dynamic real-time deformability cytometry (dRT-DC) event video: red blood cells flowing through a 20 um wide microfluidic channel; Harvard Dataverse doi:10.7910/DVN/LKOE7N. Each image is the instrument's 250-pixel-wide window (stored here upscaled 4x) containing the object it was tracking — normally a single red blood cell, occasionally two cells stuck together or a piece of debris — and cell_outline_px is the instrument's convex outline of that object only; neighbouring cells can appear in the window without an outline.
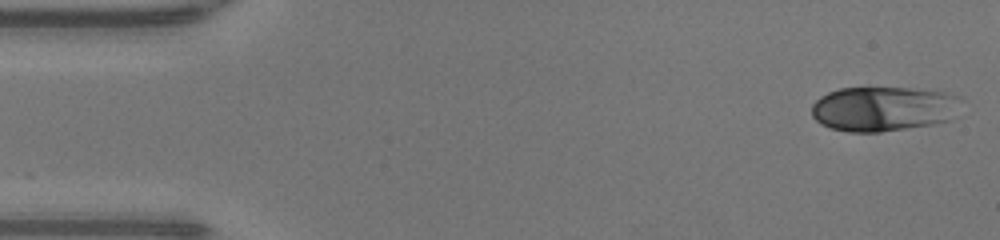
{"species": "human", "species_latin": "Homo sapiens", "temperature_condition": "warm", "stored_images_in_passage": 47, "camera_frame_rate_fps": 3000, "um_per_image_px": 0.085, "donor": {"sex": "male"}, "frame": {"image": 1, "passage_image": 1, "time_ms": 0.0, "image_size_px": [1000, 240], "cell_outline_px": [[960, 96], [948, 120], [932, 124], [880, 132], [848, 132], [832, 128], [820, 124], [812, 116], [812, 104], [820, 96], [828, 92], [840, 88], [912, 88], [944, 92]], "centroid_in_image_um": [74.99, 9.24], "position_along_channel_um": 10.0, "area_um2": 38.49}}
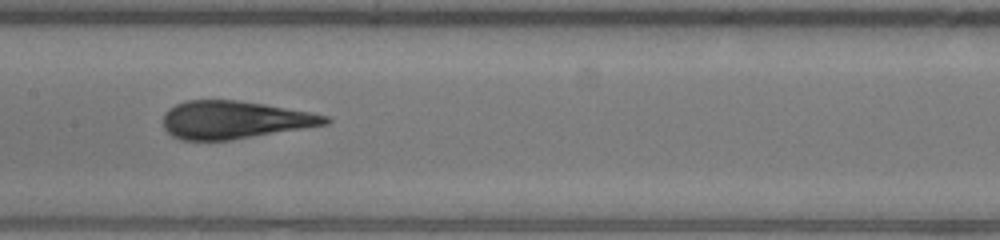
{"frame": {"image": 2, "passage_image": 22, "time_ms": 7.0, "image_size_px": [1000, 240], "cell_outline_px": [[332, 120], [328, 124], [232, 140], [180, 140], [172, 136], [164, 128], [164, 112], [168, 108], [184, 100], [240, 100], [312, 112], [328, 116]], "centroid_in_image_um": [19.92, 10.18], "position_along_channel_um": 187.5, "area_um2": 35.89}}
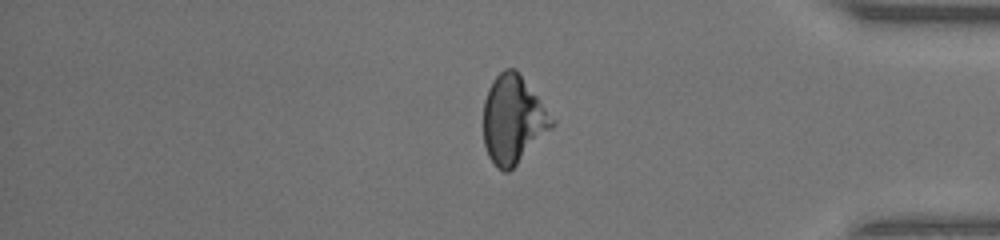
{"frame": {"image": 3, "passage_image": 38, "time_ms": 12.333, "image_size_px": [1000, 240], "cell_outline_px": [[556, 124], [508, 172], [504, 172], [488, 156], [484, 144], [484, 100], [488, 88], [492, 80], [504, 68], [516, 68], [556, 120]], "centroid_in_image_um": [43.62, 10.12], "position_along_channel_um": 391.6, "area_um2": 34.97}, "authors_computed_cell_mechanics": {"area_um2": 36.5874, "velocity_mm_per_s": 4.3606, "shape_relaxation_time_tau1_ms": 9.2685, "shape_relaxation_time_tau2_ms": 0.8402, "deformation_change_tau1": 0.298, "deformation_change_tau2": 0.0522}}